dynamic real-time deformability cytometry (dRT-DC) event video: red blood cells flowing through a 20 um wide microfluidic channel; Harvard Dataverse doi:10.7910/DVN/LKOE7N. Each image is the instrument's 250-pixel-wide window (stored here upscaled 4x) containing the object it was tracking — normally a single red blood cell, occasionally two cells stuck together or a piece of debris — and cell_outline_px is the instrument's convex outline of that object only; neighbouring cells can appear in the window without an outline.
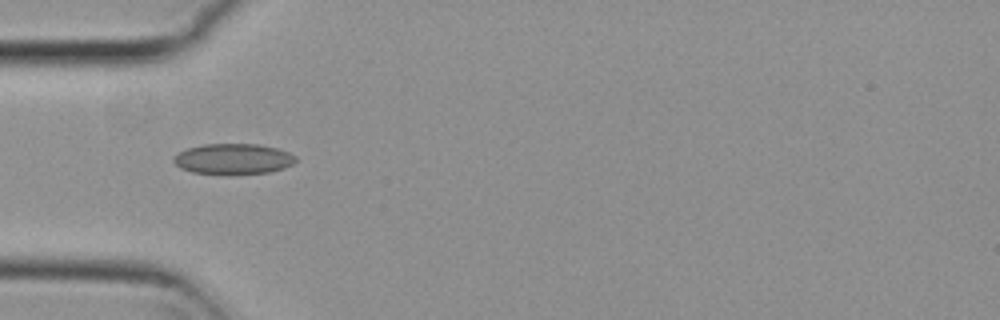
{"species": "common noctule bat (a hibernating species)", "species_latin": "Nyctalus noctula", "temperature_condition": "cold", "stored_images_in_passage": 35, "camera_frame_rate_fps": 3000, "um_per_image_px": 0.085, "animal": {"sex": "female", "body_mass_g": 29.2, "forearm_length_mm": 56.3}, "frame": {"image": 1, "passage_image": 1, "time_ms": 0.0, "image_size_px": [1000, 320], "cell_outline_px": [[296, 160], [292, 164], [284, 168], [268, 172], [192, 172], [180, 168], [172, 160], [180, 152], [188, 148], [204, 144], [260, 144], [276, 148], [288, 152], [296, 156]], "centroid_in_image_um": [19.85, 13.47], "position_along_channel_um": 65.2, "area_um2": 20.98}}
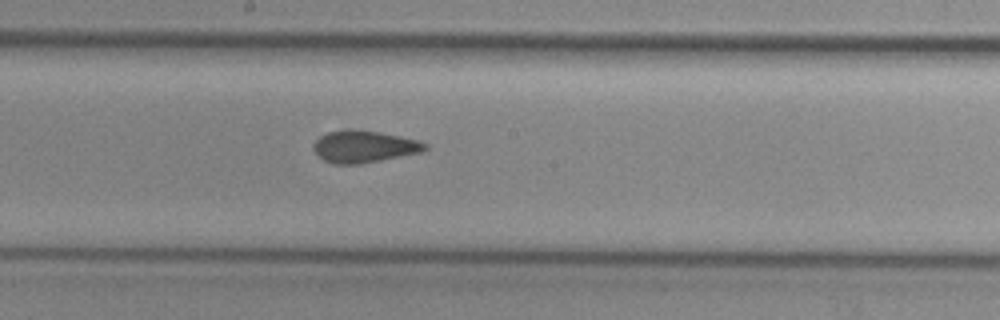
{"frame": {"image": 2, "passage_image": 13, "time_ms": 4.0, "image_size_px": [1000, 320], "cell_outline_px": [[428, 148], [420, 152], [360, 164], [332, 164], [324, 160], [312, 148], [312, 144], [320, 136], [328, 132], [344, 128], [348, 128], [380, 132], [400, 136], [416, 140], [428, 144]], "centroid_in_image_um": [30.9, 12.44], "position_along_channel_um": 217.3, "area_um2": 20.81}}
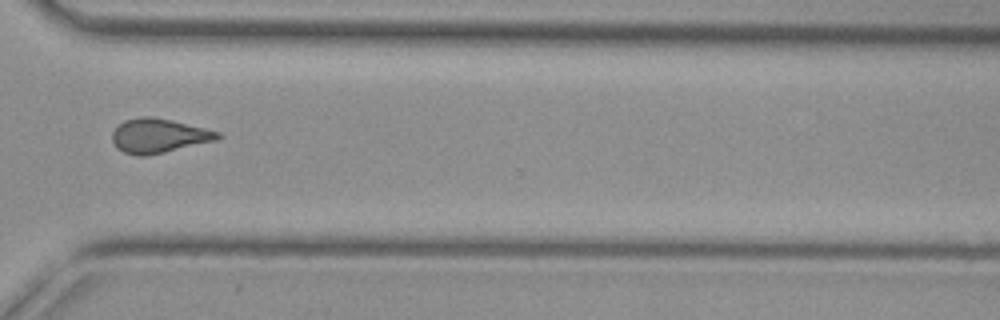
{"frame": {"image": 3, "passage_image": 24, "time_ms": 7.667, "image_size_px": [1000, 320], "cell_outline_px": [[224, 136], [220, 140], [148, 156], [136, 156], [124, 152], [116, 148], [112, 140], [112, 132], [124, 120], [140, 116], [152, 116], [172, 120], [220, 132]], "centroid_in_image_um": [13.53, 11.55], "position_along_channel_um": 357.1, "area_um2": 21.44}, "authors_computed_cell_mechanics": {"area_um2": 20.808, "velocity_mm_per_s": 3.8088, "shape_relaxation_time_tau1_ms": null, "shape_relaxation_time_tau2_ms": 1.8981, "deformation_change_tau1": null, "deformation_change_tau2": 0.0762}}